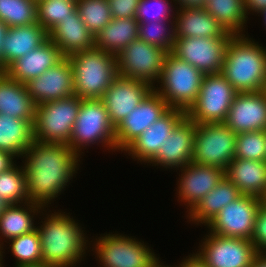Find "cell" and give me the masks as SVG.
Returning <instances> with one entry per match:
<instances>
[{
    "label": "cell",
    "mask_w": 266,
    "mask_h": 267,
    "mask_svg": "<svg viewBox=\"0 0 266 267\" xmlns=\"http://www.w3.org/2000/svg\"><path fill=\"white\" fill-rule=\"evenodd\" d=\"M260 15H261V17H264L263 19H264V25L266 26V9L262 12V13H260ZM263 15V16H262Z\"/></svg>",
    "instance_id": "53"
},
{
    "label": "cell",
    "mask_w": 266,
    "mask_h": 267,
    "mask_svg": "<svg viewBox=\"0 0 266 267\" xmlns=\"http://www.w3.org/2000/svg\"><path fill=\"white\" fill-rule=\"evenodd\" d=\"M82 99L76 95L36 105L33 135L36 141L68 145Z\"/></svg>",
    "instance_id": "7"
},
{
    "label": "cell",
    "mask_w": 266,
    "mask_h": 267,
    "mask_svg": "<svg viewBox=\"0 0 266 267\" xmlns=\"http://www.w3.org/2000/svg\"><path fill=\"white\" fill-rule=\"evenodd\" d=\"M204 9L216 19L226 32L233 36L244 35L243 30L248 16L243 0H207Z\"/></svg>",
    "instance_id": "32"
},
{
    "label": "cell",
    "mask_w": 266,
    "mask_h": 267,
    "mask_svg": "<svg viewBox=\"0 0 266 267\" xmlns=\"http://www.w3.org/2000/svg\"><path fill=\"white\" fill-rule=\"evenodd\" d=\"M192 255V256H191ZM186 257V259L182 260L181 263H179L178 267H208L196 254H191Z\"/></svg>",
    "instance_id": "44"
},
{
    "label": "cell",
    "mask_w": 266,
    "mask_h": 267,
    "mask_svg": "<svg viewBox=\"0 0 266 267\" xmlns=\"http://www.w3.org/2000/svg\"><path fill=\"white\" fill-rule=\"evenodd\" d=\"M77 10L94 36L113 19L107 0H77Z\"/></svg>",
    "instance_id": "36"
},
{
    "label": "cell",
    "mask_w": 266,
    "mask_h": 267,
    "mask_svg": "<svg viewBox=\"0 0 266 267\" xmlns=\"http://www.w3.org/2000/svg\"><path fill=\"white\" fill-rule=\"evenodd\" d=\"M251 241L258 253H266V207L263 204L256 214Z\"/></svg>",
    "instance_id": "41"
},
{
    "label": "cell",
    "mask_w": 266,
    "mask_h": 267,
    "mask_svg": "<svg viewBox=\"0 0 266 267\" xmlns=\"http://www.w3.org/2000/svg\"><path fill=\"white\" fill-rule=\"evenodd\" d=\"M112 18H135L140 0H107Z\"/></svg>",
    "instance_id": "42"
},
{
    "label": "cell",
    "mask_w": 266,
    "mask_h": 267,
    "mask_svg": "<svg viewBox=\"0 0 266 267\" xmlns=\"http://www.w3.org/2000/svg\"><path fill=\"white\" fill-rule=\"evenodd\" d=\"M0 240H1V238H0ZM3 249H4V248H3V243L0 242V267H4V266H3V262H4V261H3V257H2V256H3V252H4V251H2ZM1 252H2V253H1Z\"/></svg>",
    "instance_id": "51"
},
{
    "label": "cell",
    "mask_w": 266,
    "mask_h": 267,
    "mask_svg": "<svg viewBox=\"0 0 266 267\" xmlns=\"http://www.w3.org/2000/svg\"><path fill=\"white\" fill-rule=\"evenodd\" d=\"M0 198L8 204L28 202L26 175L23 166L14 164L0 173Z\"/></svg>",
    "instance_id": "35"
},
{
    "label": "cell",
    "mask_w": 266,
    "mask_h": 267,
    "mask_svg": "<svg viewBox=\"0 0 266 267\" xmlns=\"http://www.w3.org/2000/svg\"><path fill=\"white\" fill-rule=\"evenodd\" d=\"M245 36L228 41L221 74L237 93L266 90V48Z\"/></svg>",
    "instance_id": "3"
},
{
    "label": "cell",
    "mask_w": 266,
    "mask_h": 267,
    "mask_svg": "<svg viewBox=\"0 0 266 267\" xmlns=\"http://www.w3.org/2000/svg\"><path fill=\"white\" fill-rule=\"evenodd\" d=\"M195 131L196 123L185 116L149 163L179 170L192 162Z\"/></svg>",
    "instance_id": "20"
},
{
    "label": "cell",
    "mask_w": 266,
    "mask_h": 267,
    "mask_svg": "<svg viewBox=\"0 0 266 267\" xmlns=\"http://www.w3.org/2000/svg\"><path fill=\"white\" fill-rule=\"evenodd\" d=\"M25 85L35 105L74 96L72 65L68 58L64 57L55 66Z\"/></svg>",
    "instance_id": "16"
},
{
    "label": "cell",
    "mask_w": 266,
    "mask_h": 267,
    "mask_svg": "<svg viewBox=\"0 0 266 267\" xmlns=\"http://www.w3.org/2000/svg\"><path fill=\"white\" fill-rule=\"evenodd\" d=\"M49 33L37 22L8 28L3 41V72L16 60L38 48Z\"/></svg>",
    "instance_id": "24"
},
{
    "label": "cell",
    "mask_w": 266,
    "mask_h": 267,
    "mask_svg": "<svg viewBox=\"0 0 266 267\" xmlns=\"http://www.w3.org/2000/svg\"><path fill=\"white\" fill-rule=\"evenodd\" d=\"M181 177L178 180L177 197L187 206L190 212L202 198L217 186L225 176V170L212 165L190 162L180 168ZM189 207V208H188Z\"/></svg>",
    "instance_id": "18"
},
{
    "label": "cell",
    "mask_w": 266,
    "mask_h": 267,
    "mask_svg": "<svg viewBox=\"0 0 266 267\" xmlns=\"http://www.w3.org/2000/svg\"><path fill=\"white\" fill-rule=\"evenodd\" d=\"M243 1L247 16L251 11L252 13L256 12L257 14L258 13L260 14L266 9V0H243Z\"/></svg>",
    "instance_id": "43"
},
{
    "label": "cell",
    "mask_w": 266,
    "mask_h": 267,
    "mask_svg": "<svg viewBox=\"0 0 266 267\" xmlns=\"http://www.w3.org/2000/svg\"><path fill=\"white\" fill-rule=\"evenodd\" d=\"M175 37L231 38L233 35L204 8H178L175 6Z\"/></svg>",
    "instance_id": "23"
},
{
    "label": "cell",
    "mask_w": 266,
    "mask_h": 267,
    "mask_svg": "<svg viewBox=\"0 0 266 267\" xmlns=\"http://www.w3.org/2000/svg\"><path fill=\"white\" fill-rule=\"evenodd\" d=\"M179 8H204L207 0H173Z\"/></svg>",
    "instance_id": "46"
},
{
    "label": "cell",
    "mask_w": 266,
    "mask_h": 267,
    "mask_svg": "<svg viewBox=\"0 0 266 267\" xmlns=\"http://www.w3.org/2000/svg\"><path fill=\"white\" fill-rule=\"evenodd\" d=\"M95 240L100 267H152L159 260L144 241L126 235L106 233Z\"/></svg>",
    "instance_id": "8"
},
{
    "label": "cell",
    "mask_w": 266,
    "mask_h": 267,
    "mask_svg": "<svg viewBox=\"0 0 266 267\" xmlns=\"http://www.w3.org/2000/svg\"><path fill=\"white\" fill-rule=\"evenodd\" d=\"M64 57L60 49L48 39L38 48L14 61L4 72L15 81L26 84L55 66Z\"/></svg>",
    "instance_id": "22"
},
{
    "label": "cell",
    "mask_w": 266,
    "mask_h": 267,
    "mask_svg": "<svg viewBox=\"0 0 266 267\" xmlns=\"http://www.w3.org/2000/svg\"><path fill=\"white\" fill-rule=\"evenodd\" d=\"M170 109L168 103L152 89L142 102L115 127L116 150L124 151Z\"/></svg>",
    "instance_id": "15"
},
{
    "label": "cell",
    "mask_w": 266,
    "mask_h": 267,
    "mask_svg": "<svg viewBox=\"0 0 266 267\" xmlns=\"http://www.w3.org/2000/svg\"><path fill=\"white\" fill-rule=\"evenodd\" d=\"M77 10V0H36L37 22L50 33Z\"/></svg>",
    "instance_id": "33"
},
{
    "label": "cell",
    "mask_w": 266,
    "mask_h": 267,
    "mask_svg": "<svg viewBox=\"0 0 266 267\" xmlns=\"http://www.w3.org/2000/svg\"><path fill=\"white\" fill-rule=\"evenodd\" d=\"M0 20L8 28L37 23L36 0H0Z\"/></svg>",
    "instance_id": "34"
},
{
    "label": "cell",
    "mask_w": 266,
    "mask_h": 267,
    "mask_svg": "<svg viewBox=\"0 0 266 267\" xmlns=\"http://www.w3.org/2000/svg\"><path fill=\"white\" fill-rule=\"evenodd\" d=\"M236 93L221 73L204 74L199 95L186 116L196 124L223 123Z\"/></svg>",
    "instance_id": "10"
},
{
    "label": "cell",
    "mask_w": 266,
    "mask_h": 267,
    "mask_svg": "<svg viewBox=\"0 0 266 267\" xmlns=\"http://www.w3.org/2000/svg\"><path fill=\"white\" fill-rule=\"evenodd\" d=\"M35 108L26 85L0 71V114L34 121Z\"/></svg>",
    "instance_id": "27"
},
{
    "label": "cell",
    "mask_w": 266,
    "mask_h": 267,
    "mask_svg": "<svg viewBox=\"0 0 266 267\" xmlns=\"http://www.w3.org/2000/svg\"><path fill=\"white\" fill-rule=\"evenodd\" d=\"M166 23H169L170 26H168L169 24L166 25ZM138 38L148 44L161 47L165 51L171 52L174 40L176 39L175 21L138 23Z\"/></svg>",
    "instance_id": "38"
},
{
    "label": "cell",
    "mask_w": 266,
    "mask_h": 267,
    "mask_svg": "<svg viewBox=\"0 0 266 267\" xmlns=\"http://www.w3.org/2000/svg\"><path fill=\"white\" fill-rule=\"evenodd\" d=\"M242 194L237 186L226 176L220 180L213 188L187 215L197 225L200 223L205 226L230 202L235 201Z\"/></svg>",
    "instance_id": "28"
},
{
    "label": "cell",
    "mask_w": 266,
    "mask_h": 267,
    "mask_svg": "<svg viewBox=\"0 0 266 267\" xmlns=\"http://www.w3.org/2000/svg\"><path fill=\"white\" fill-rule=\"evenodd\" d=\"M9 205L10 204L0 198V215L6 210Z\"/></svg>",
    "instance_id": "49"
},
{
    "label": "cell",
    "mask_w": 266,
    "mask_h": 267,
    "mask_svg": "<svg viewBox=\"0 0 266 267\" xmlns=\"http://www.w3.org/2000/svg\"><path fill=\"white\" fill-rule=\"evenodd\" d=\"M95 143L116 151L115 127L100 98L82 99L68 146L81 157L82 149Z\"/></svg>",
    "instance_id": "6"
},
{
    "label": "cell",
    "mask_w": 266,
    "mask_h": 267,
    "mask_svg": "<svg viewBox=\"0 0 266 267\" xmlns=\"http://www.w3.org/2000/svg\"><path fill=\"white\" fill-rule=\"evenodd\" d=\"M23 206L26 207H22V204H10L0 215V237L10 240L37 229L33 215L43 213L46 209L30 201L23 203Z\"/></svg>",
    "instance_id": "31"
},
{
    "label": "cell",
    "mask_w": 266,
    "mask_h": 267,
    "mask_svg": "<svg viewBox=\"0 0 266 267\" xmlns=\"http://www.w3.org/2000/svg\"><path fill=\"white\" fill-rule=\"evenodd\" d=\"M235 158L266 161L265 130L236 134Z\"/></svg>",
    "instance_id": "39"
},
{
    "label": "cell",
    "mask_w": 266,
    "mask_h": 267,
    "mask_svg": "<svg viewBox=\"0 0 266 267\" xmlns=\"http://www.w3.org/2000/svg\"><path fill=\"white\" fill-rule=\"evenodd\" d=\"M251 267H266V253H258L254 258Z\"/></svg>",
    "instance_id": "48"
},
{
    "label": "cell",
    "mask_w": 266,
    "mask_h": 267,
    "mask_svg": "<svg viewBox=\"0 0 266 267\" xmlns=\"http://www.w3.org/2000/svg\"><path fill=\"white\" fill-rule=\"evenodd\" d=\"M24 157L28 200L44 208L61 195L79 169L80 157L66 144L34 140Z\"/></svg>",
    "instance_id": "1"
},
{
    "label": "cell",
    "mask_w": 266,
    "mask_h": 267,
    "mask_svg": "<svg viewBox=\"0 0 266 267\" xmlns=\"http://www.w3.org/2000/svg\"><path fill=\"white\" fill-rule=\"evenodd\" d=\"M73 68L75 95L81 99L101 98L119 76L116 55L96 47L67 56Z\"/></svg>",
    "instance_id": "4"
},
{
    "label": "cell",
    "mask_w": 266,
    "mask_h": 267,
    "mask_svg": "<svg viewBox=\"0 0 266 267\" xmlns=\"http://www.w3.org/2000/svg\"><path fill=\"white\" fill-rule=\"evenodd\" d=\"M225 176L243 195L262 198L266 194V161L234 158L225 170Z\"/></svg>",
    "instance_id": "26"
},
{
    "label": "cell",
    "mask_w": 266,
    "mask_h": 267,
    "mask_svg": "<svg viewBox=\"0 0 266 267\" xmlns=\"http://www.w3.org/2000/svg\"><path fill=\"white\" fill-rule=\"evenodd\" d=\"M169 1L170 0H140L135 16L136 20L138 23L174 21L176 12L171 9L173 6V4L171 5L172 0L170 3ZM171 12L174 14L172 15Z\"/></svg>",
    "instance_id": "40"
},
{
    "label": "cell",
    "mask_w": 266,
    "mask_h": 267,
    "mask_svg": "<svg viewBox=\"0 0 266 267\" xmlns=\"http://www.w3.org/2000/svg\"><path fill=\"white\" fill-rule=\"evenodd\" d=\"M203 77L204 74L197 68L168 52L158 82L160 87L153 89L170 108L187 112L199 95Z\"/></svg>",
    "instance_id": "5"
},
{
    "label": "cell",
    "mask_w": 266,
    "mask_h": 267,
    "mask_svg": "<svg viewBox=\"0 0 266 267\" xmlns=\"http://www.w3.org/2000/svg\"><path fill=\"white\" fill-rule=\"evenodd\" d=\"M152 89L153 87L146 81L119 75L100 98L114 127L127 117Z\"/></svg>",
    "instance_id": "17"
},
{
    "label": "cell",
    "mask_w": 266,
    "mask_h": 267,
    "mask_svg": "<svg viewBox=\"0 0 266 267\" xmlns=\"http://www.w3.org/2000/svg\"><path fill=\"white\" fill-rule=\"evenodd\" d=\"M17 267H51V266H48L44 263H37V264H25V265H20V266H17Z\"/></svg>",
    "instance_id": "50"
},
{
    "label": "cell",
    "mask_w": 266,
    "mask_h": 267,
    "mask_svg": "<svg viewBox=\"0 0 266 267\" xmlns=\"http://www.w3.org/2000/svg\"><path fill=\"white\" fill-rule=\"evenodd\" d=\"M186 116L180 109H170L164 116L155 121L125 150L132 159L149 163L163 146L166 139L175 129L177 124Z\"/></svg>",
    "instance_id": "21"
},
{
    "label": "cell",
    "mask_w": 266,
    "mask_h": 267,
    "mask_svg": "<svg viewBox=\"0 0 266 267\" xmlns=\"http://www.w3.org/2000/svg\"><path fill=\"white\" fill-rule=\"evenodd\" d=\"M168 52L137 38L116 55L121 77L146 81L152 87L159 82Z\"/></svg>",
    "instance_id": "11"
},
{
    "label": "cell",
    "mask_w": 266,
    "mask_h": 267,
    "mask_svg": "<svg viewBox=\"0 0 266 267\" xmlns=\"http://www.w3.org/2000/svg\"><path fill=\"white\" fill-rule=\"evenodd\" d=\"M261 198L241 195L230 202L206 225L210 233L251 240Z\"/></svg>",
    "instance_id": "13"
},
{
    "label": "cell",
    "mask_w": 266,
    "mask_h": 267,
    "mask_svg": "<svg viewBox=\"0 0 266 267\" xmlns=\"http://www.w3.org/2000/svg\"><path fill=\"white\" fill-rule=\"evenodd\" d=\"M197 251L208 267H251L258 254L249 239L225 237L208 233Z\"/></svg>",
    "instance_id": "12"
},
{
    "label": "cell",
    "mask_w": 266,
    "mask_h": 267,
    "mask_svg": "<svg viewBox=\"0 0 266 267\" xmlns=\"http://www.w3.org/2000/svg\"><path fill=\"white\" fill-rule=\"evenodd\" d=\"M49 39L67 57L74 52L95 47V36L87 29L78 10L62 20L50 33Z\"/></svg>",
    "instance_id": "25"
},
{
    "label": "cell",
    "mask_w": 266,
    "mask_h": 267,
    "mask_svg": "<svg viewBox=\"0 0 266 267\" xmlns=\"http://www.w3.org/2000/svg\"><path fill=\"white\" fill-rule=\"evenodd\" d=\"M236 133L224 123L196 124L192 162L226 170L235 158Z\"/></svg>",
    "instance_id": "9"
},
{
    "label": "cell",
    "mask_w": 266,
    "mask_h": 267,
    "mask_svg": "<svg viewBox=\"0 0 266 267\" xmlns=\"http://www.w3.org/2000/svg\"><path fill=\"white\" fill-rule=\"evenodd\" d=\"M37 226L42 249V263L51 267H75L86 253L88 239L73 217L63 212L47 214ZM87 239V240H86Z\"/></svg>",
    "instance_id": "2"
},
{
    "label": "cell",
    "mask_w": 266,
    "mask_h": 267,
    "mask_svg": "<svg viewBox=\"0 0 266 267\" xmlns=\"http://www.w3.org/2000/svg\"><path fill=\"white\" fill-rule=\"evenodd\" d=\"M33 121L0 114V150L23 157L33 141Z\"/></svg>",
    "instance_id": "29"
},
{
    "label": "cell",
    "mask_w": 266,
    "mask_h": 267,
    "mask_svg": "<svg viewBox=\"0 0 266 267\" xmlns=\"http://www.w3.org/2000/svg\"><path fill=\"white\" fill-rule=\"evenodd\" d=\"M8 27L0 20V71L3 72V41Z\"/></svg>",
    "instance_id": "47"
},
{
    "label": "cell",
    "mask_w": 266,
    "mask_h": 267,
    "mask_svg": "<svg viewBox=\"0 0 266 267\" xmlns=\"http://www.w3.org/2000/svg\"><path fill=\"white\" fill-rule=\"evenodd\" d=\"M15 159L10 153L0 150V173L7 171L15 163Z\"/></svg>",
    "instance_id": "45"
},
{
    "label": "cell",
    "mask_w": 266,
    "mask_h": 267,
    "mask_svg": "<svg viewBox=\"0 0 266 267\" xmlns=\"http://www.w3.org/2000/svg\"><path fill=\"white\" fill-rule=\"evenodd\" d=\"M262 204L266 207V194L261 198Z\"/></svg>",
    "instance_id": "54"
},
{
    "label": "cell",
    "mask_w": 266,
    "mask_h": 267,
    "mask_svg": "<svg viewBox=\"0 0 266 267\" xmlns=\"http://www.w3.org/2000/svg\"><path fill=\"white\" fill-rule=\"evenodd\" d=\"M223 123L236 134L266 130V90L236 93Z\"/></svg>",
    "instance_id": "19"
},
{
    "label": "cell",
    "mask_w": 266,
    "mask_h": 267,
    "mask_svg": "<svg viewBox=\"0 0 266 267\" xmlns=\"http://www.w3.org/2000/svg\"><path fill=\"white\" fill-rule=\"evenodd\" d=\"M9 248L16 259V267L42 263L41 240L38 230L12 238Z\"/></svg>",
    "instance_id": "37"
},
{
    "label": "cell",
    "mask_w": 266,
    "mask_h": 267,
    "mask_svg": "<svg viewBox=\"0 0 266 267\" xmlns=\"http://www.w3.org/2000/svg\"><path fill=\"white\" fill-rule=\"evenodd\" d=\"M230 38H176L171 53L203 74L221 73Z\"/></svg>",
    "instance_id": "14"
},
{
    "label": "cell",
    "mask_w": 266,
    "mask_h": 267,
    "mask_svg": "<svg viewBox=\"0 0 266 267\" xmlns=\"http://www.w3.org/2000/svg\"><path fill=\"white\" fill-rule=\"evenodd\" d=\"M163 263L161 262L160 263V260H158L152 267H172L171 265H166V266H164V265H162ZM175 267H178V266H176L175 265Z\"/></svg>",
    "instance_id": "52"
},
{
    "label": "cell",
    "mask_w": 266,
    "mask_h": 267,
    "mask_svg": "<svg viewBox=\"0 0 266 267\" xmlns=\"http://www.w3.org/2000/svg\"><path fill=\"white\" fill-rule=\"evenodd\" d=\"M138 38L136 18H113L95 35V47L114 55Z\"/></svg>",
    "instance_id": "30"
}]
</instances>
